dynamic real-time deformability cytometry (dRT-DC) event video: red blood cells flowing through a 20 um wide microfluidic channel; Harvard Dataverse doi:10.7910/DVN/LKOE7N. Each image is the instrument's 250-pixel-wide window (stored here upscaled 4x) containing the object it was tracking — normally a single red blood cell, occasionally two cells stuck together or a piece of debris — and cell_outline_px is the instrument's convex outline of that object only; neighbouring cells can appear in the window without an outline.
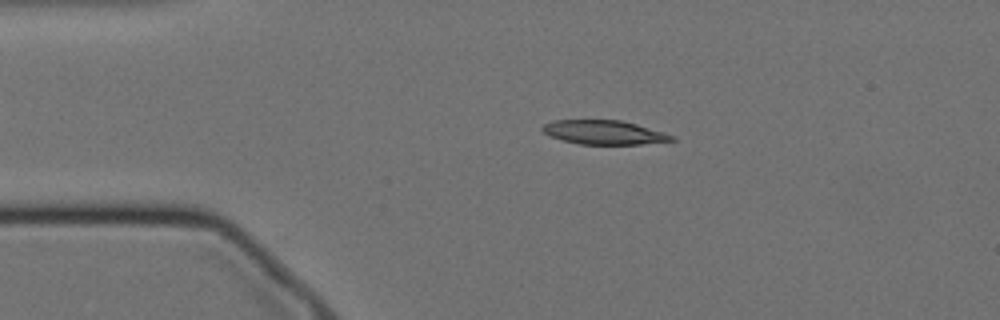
{"species": "Egyptian fruit bat (a non-hibernating species)", "species_latin": "Rousettus aegyptiacus", "temperature_condition": "cold", "stored_images_in_passage": 56, "camera_frame_rate_fps": 3000, "um_per_image_px": 0.085, "animal": {"sex": "female"}, "frame": {"image": 1, "passage_image": 10, "time_ms": 3.0, "image_size_px": [1000, 320], "cell_outline_px": [[676, 140], [640, 144], [580, 144], [564, 140], [552, 136], [544, 132], [540, 128], [544, 124], [552, 120], [620, 120], [636, 124], [664, 132], [676, 136]], "centroid_in_image_um": [51.37, 11.24], "position_along_channel_um": 33.6, "area_um2": 17.98}}
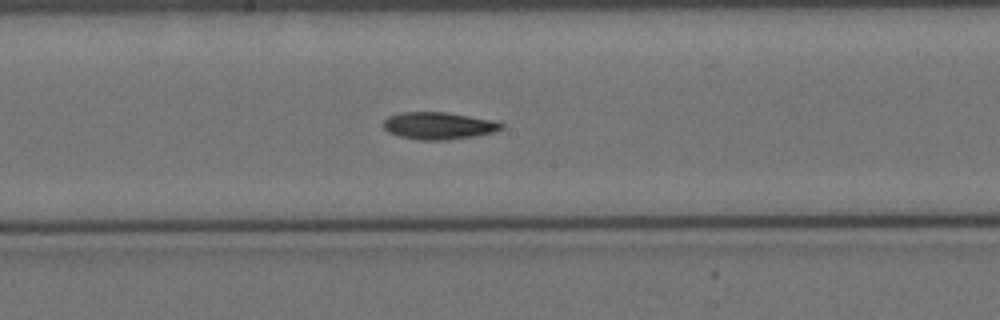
{"frame": {"image": 2, "passage_image": 28, "time_ms": 9.0, "image_size_px": [1000, 320], "cell_outline_px": [[504, 128], [492, 132], [472, 136], [444, 140], [416, 140], [400, 136], [388, 132], [384, 128], [384, 120], [388, 116], [400, 112], [444, 112], [500, 120], [504, 124]], "centroid_in_image_um": [37.31, 10.67], "position_along_channel_um": 210.9, "area_um2": 18.84}}
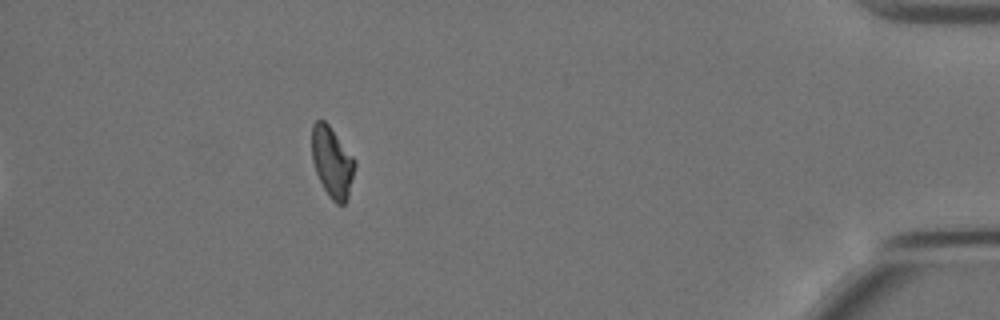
{"frame": {"image": 3, "passage_image": 50, "time_ms": 16.333, "image_size_px": [1000, 320], "cell_outline_px": [[356, 164], [348, 196], [344, 204], [336, 204], [328, 196], [316, 172], [312, 160], [312, 124], [316, 120], [324, 120], [328, 124], [356, 160]], "centroid_in_image_um": [28.23, 13.77], "position_along_channel_um": 407.0, "area_um2": 17.57}, "authors_computed_cell_mechanics": {"area_um2": 18.6116, "velocity_mm_per_s": 3.482, "shape_relaxation_time_tau1_ms": 6.9079, "shape_relaxation_time_tau2_ms": null, "deformation_change_tau1": 0.1759, "deformation_change_tau2": null}}